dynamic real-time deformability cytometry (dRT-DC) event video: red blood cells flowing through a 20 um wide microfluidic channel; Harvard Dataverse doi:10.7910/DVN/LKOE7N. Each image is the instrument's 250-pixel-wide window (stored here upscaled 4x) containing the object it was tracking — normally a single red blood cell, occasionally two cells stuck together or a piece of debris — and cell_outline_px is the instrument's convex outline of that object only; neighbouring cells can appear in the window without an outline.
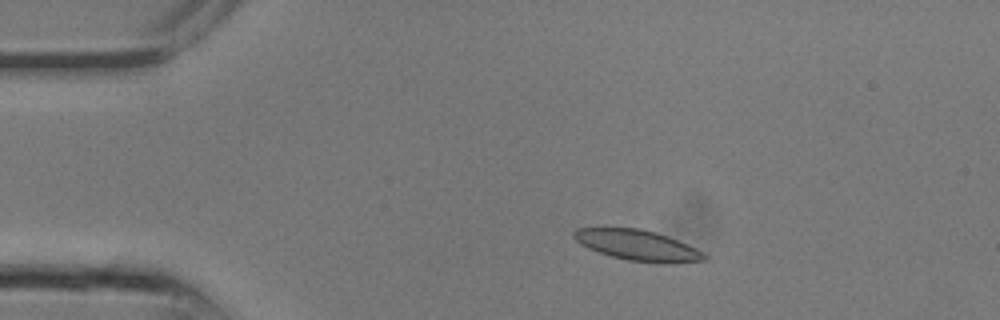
{"species": "common noctule bat (a hibernating species)", "species_latin": "Nyctalus noctula", "temperature_condition": "room temperature", "stored_images_in_passage": 15, "camera_frame_rate_fps": 3000, "um_per_image_px": 0.085, "animal": {"sex": "male", "body_mass_g": 13.3}, "frame": {"image": 1, "passage_image": 4, "time_ms": 1.0, "image_size_px": [1000, 320], "cell_outline_px": [[708, 260], [672, 264], [664, 264], [628, 260], [612, 256], [588, 248], [580, 244], [572, 236], [572, 232], [576, 228], [640, 228], [656, 232], [668, 236], [688, 244], [704, 252], [708, 256]], "centroid_in_image_um": [54.26, 20.86], "position_along_channel_um": 30.7, "area_um2": 23.52}}
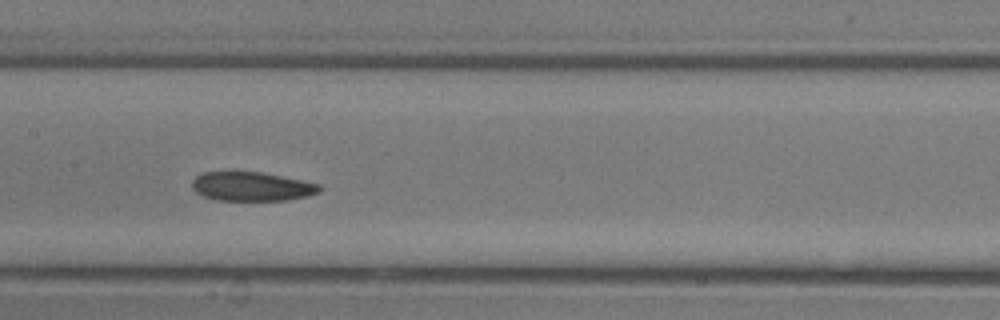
{"frame": {"image": 2, "passage_image": 12, "time_ms": 3.667, "image_size_px": [1000, 320], "cell_outline_px": [[320, 192], [308, 196], [288, 200], [216, 200], [204, 196], [196, 192], [192, 188], [192, 180], [196, 176], [204, 172], [260, 172], [320, 184]], "centroid_in_image_um": [21.38, 15.86], "position_along_channel_um": 186.0, "area_um2": 21.39}}
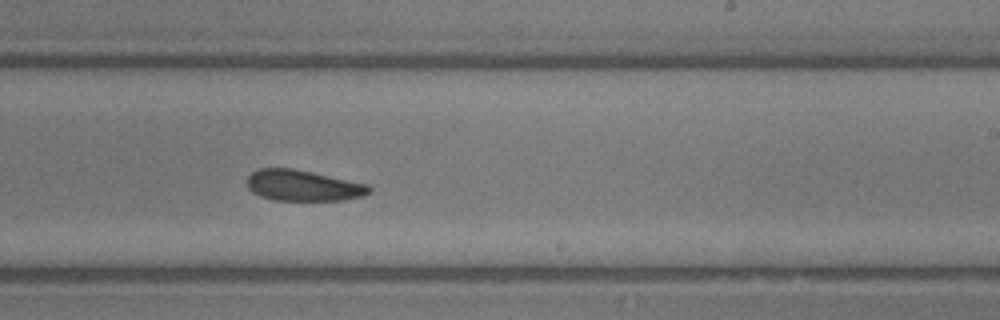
{"frame": {"image": 3, "passage_image": 15, "time_ms": 4.667, "image_size_px": [1000, 320], "cell_outline_px": [[372, 192], [360, 196], [344, 200], [272, 200], [260, 196], [252, 192], [248, 188], [248, 176], [252, 172], [260, 168], [292, 168], [312, 172], [368, 184], [372, 188]], "centroid_in_image_um": [25.76, 15.77], "position_along_channel_um": 263.2, "area_um2": 21.96}}